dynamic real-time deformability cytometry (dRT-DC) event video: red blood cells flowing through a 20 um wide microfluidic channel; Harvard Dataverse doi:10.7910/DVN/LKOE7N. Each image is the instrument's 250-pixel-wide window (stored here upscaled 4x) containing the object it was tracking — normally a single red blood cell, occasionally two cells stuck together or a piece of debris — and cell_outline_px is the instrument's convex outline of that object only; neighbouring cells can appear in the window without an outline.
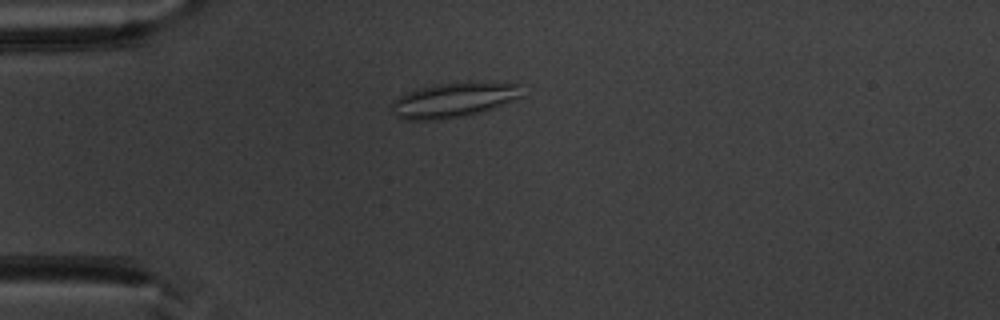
{"species": "common noctule bat (a hibernating species)", "species_latin": "Nyctalus noctula", "temperature_condition": "warm", "stored_images_in_passage": 44, "camera_frame_rate_fps": 3000, "um_per_image_px": 0.085, "animal": {"sex": "male", "body_mass_g": 20.1, "forearm_length_mm": 53.5}, "frame": {"image": 1, "passage_image": 6, "time_ms": 1.667, "image_size_px": [1000, 320], "cell_outline_px": [[528, 96], [484, 112], [468, 116], [440, 120], [404, 120], [396, 116], [388, 108], [392, 100], [408, 92], [420, 88], [440, 84], [464, 80], [520, 80], [524, 84]], "centroid_in_image_um": [38.81, 8.44], "position_along_channel_um": 46.2, "area_um2": 28.73}}
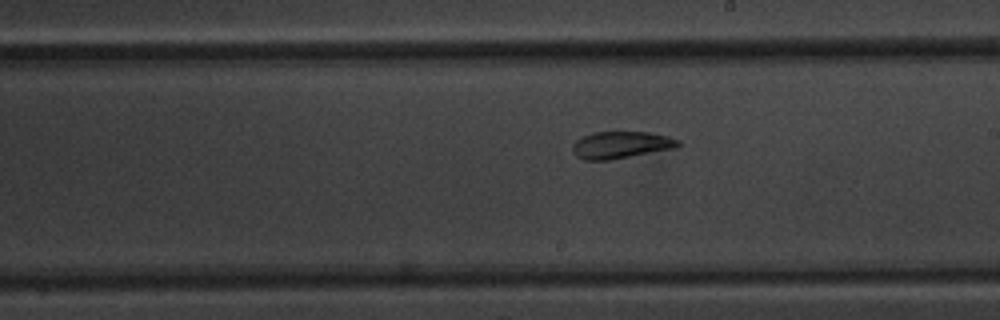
{"frame": {"image": 2, "passage_image": 22, "time_ms": 7.0, "image_size_px": [1000, 320], "cell_outline_px": [[680, 144], [676, 148], [608, 160], [584, 160], [576, 156], [572, 152], [572, 144], [576, 140], [592, 132], [648, 132], [668, 136], [680, 140]], "centroid_in_image_um": [52.77, 12.32], "position_along_channel_um": 236.2, "area_um2": 16.65}}
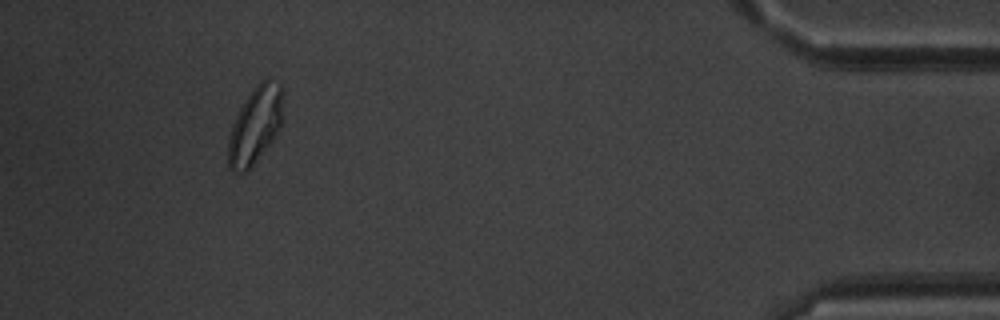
{"frame": {"image": 3, "passage_image": 40, "time_ms": 13.0, "image_size_px": [1000, 320], "cell_outline_px": [[284, 96], [280, 124], [272, 140], [248, 172], [232, 172], [228, 168], [228, 140], [232, 124], [244, 100], [252, 88], [260, 80], [268, 80], [280, 84], [284, 88]], "centroid_in_image_um": [21.68, 10.65], "position_along_channel_um": 413.5, "area_um2": 24.62}, "authors_computed_cell_mechanics": {"area_um2": 18.5538, "velocity_mm_per_s": 3.9296, "shape_relaxation_time_tau1_ms": 5.931, "shape_relaxation_time_tau2_ms": 2.0821, "deformation_change_tau1": 0.1379, "deformation_change_tau2": 0.09}}